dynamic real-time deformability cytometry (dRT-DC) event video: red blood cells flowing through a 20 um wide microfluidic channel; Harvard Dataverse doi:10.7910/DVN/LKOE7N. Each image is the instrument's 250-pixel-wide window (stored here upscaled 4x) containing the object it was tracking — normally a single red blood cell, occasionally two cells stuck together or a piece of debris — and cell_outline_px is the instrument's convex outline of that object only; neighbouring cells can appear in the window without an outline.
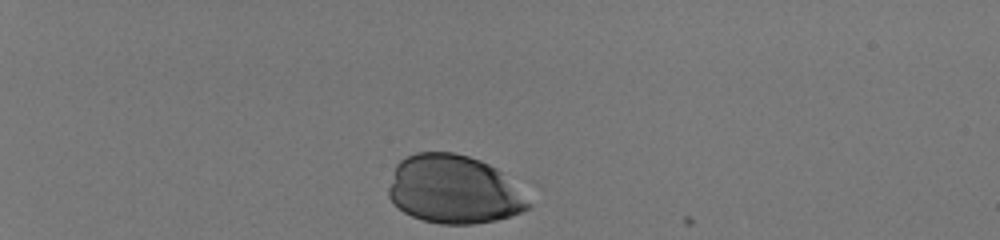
{"species": "human", "species_latin": "Homo sapiens", "temperature_condition": "room temperature", "stored_images_in_passage": 34, "camera_frame_rate_fps": 3000, "um_per_image_px": 0.085, "donor": {"sex": "male"}, "frame": {"image": 1, "passage_image": 1, "time_ms": 0.0, "image_size_px": [1000, 240], "cell_outline_px": [[532, 204], [528, 208], [520, 212], [496, 220], [472, 224], [440, 224], [424, 220], [412, 216], [404, 212], [388, 196], [388, 188], [396, 164], [400, 160], [416, 152], [452, 152], [468, 156], [480, 160], [496, 168]], "centroid_in_image_um": [38.52, 16.11], "position_along_channel_um": 46.5, "area_um2": 55.08}}
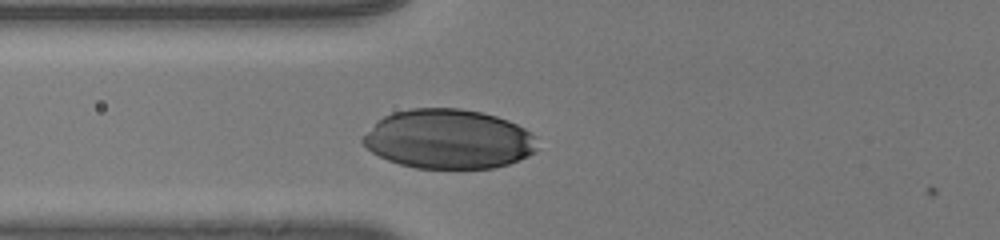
{"frame": {"image": 2, "passage_image": 10, "time_ms": 3.0, "image_size_px": [1000, 240], "cell_outline_px": [[536, 148], [528, 156], [508, 164], [492, 168], [416, 168], [400, 164], [388, 160], [372, 152], [360, 140], [384, 116], [392, 112], [412, 108], [460, 108], [480, 112], [496, 116], [508, 120], [524, 128], [536, 136]], "centroid_in_image_um": [38.14, 11.82], "position_along_channel_um": 87.7, "area_um2": 60.05}}
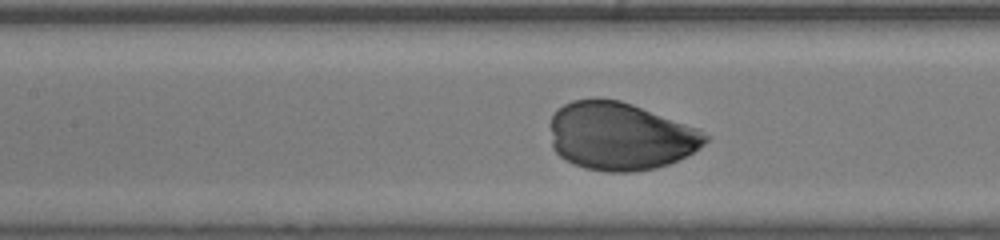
{"frame": {"image": 3, "passage_image": 15, "time_ms": 4.667, "image_size_px": [1000, 240], "cell_outline_px": [[712, 136], [700, 148], [668, 164], [656, 168], [632, 172], [608, 172], [584, 168], [572, 164], [564, 160], [552, 148], [552, 116], [564, 104], [572, 100], [620, 100], [632, 104], [696, 128]], "centroid_in_image_um": [52.73, 11.61], "position_along_channel_um": 154.7, "area_um2": 60.81}}